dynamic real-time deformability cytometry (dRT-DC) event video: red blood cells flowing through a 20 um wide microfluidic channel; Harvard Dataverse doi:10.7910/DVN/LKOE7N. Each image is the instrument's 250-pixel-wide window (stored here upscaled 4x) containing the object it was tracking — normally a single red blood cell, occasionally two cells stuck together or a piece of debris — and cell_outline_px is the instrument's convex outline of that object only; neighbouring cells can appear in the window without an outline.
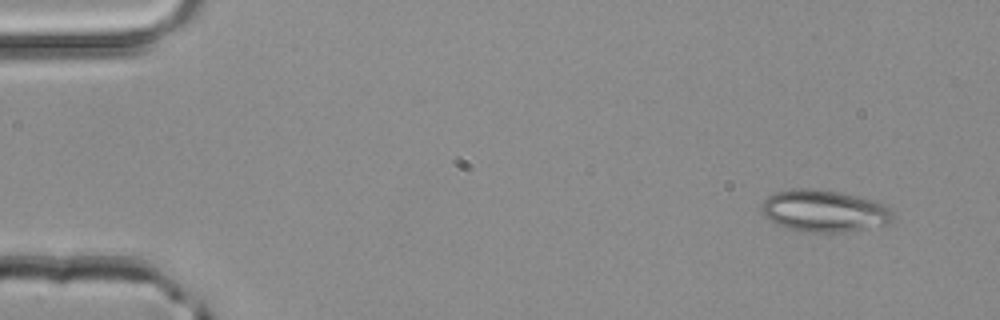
{"species": "common noctule bat (a hibernating species)", "species_latin": "Nyctalus noctula", "temperature_condition": "room temperature", "stored_images_in_passage": 4, "camera_frame_rate_fps": 3000, "um_per_image_px": 0.085, "animal": {"sex": "male", "body_mass_g": 20.4}, "frame": {"image": 1, "passage_image": 1, "time_ms": 0.0, "image_size_px": [1000, 320], "cell_outline_px": [[896, 216], [892, 224], [844, 232], [800, 232], [788, 228], [764, 216], [760, 212], [760, 204], [768, 196], [776, 192], [792, 188], [812, 188], [840, 192], [876, 200], [892, 208]], "centroid_in_image_um": [70.12, 17.92], "position_along_channel_um": 14.9, "area_um2": 32.77}}